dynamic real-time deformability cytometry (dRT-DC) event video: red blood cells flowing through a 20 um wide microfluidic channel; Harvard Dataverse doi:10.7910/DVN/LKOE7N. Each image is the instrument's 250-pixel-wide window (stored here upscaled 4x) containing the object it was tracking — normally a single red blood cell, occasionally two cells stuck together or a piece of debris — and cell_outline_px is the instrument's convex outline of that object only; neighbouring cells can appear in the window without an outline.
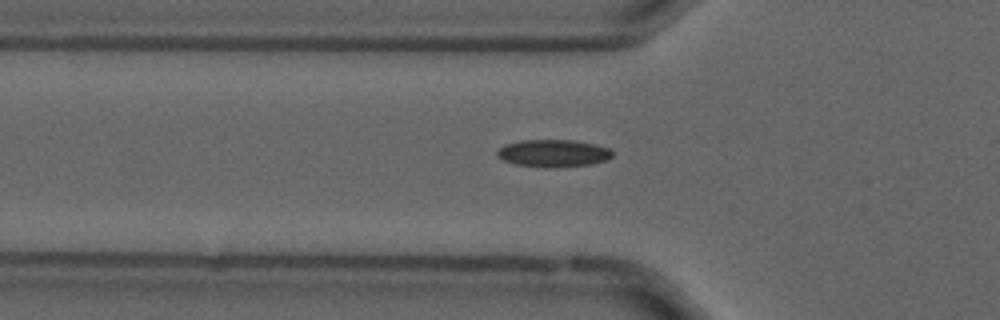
{"species": "common noctule bat (a hibernating species)", "species_latin": "Nyctalus noctula", "temperature_condition": "cold", "stored_images_in_passage": 56, "camera_frame_rate_fps": 3000, "um_per_image_px": 0.085, "animal": {"sex": "male", "forearm_length_mm": 52.5}, "frame": {"image": 1, "passage_image": 19, "time_ms": 6.0, "image_size_px": [1000, 320], "cell_outline_px": [[612, 156], [608, 160], [588, 164], [560, 168], [544, 168], [516, 164], [504, 160], [496, 156], [496, 152], [504, 144], [520, 140], [576, 140], [596, 144], [608, 148], [612, 152]], "centroid_in_image_um": [47.02, 13.03], "position_along_channel_um": 78.8, "area_um2": 18.61}}
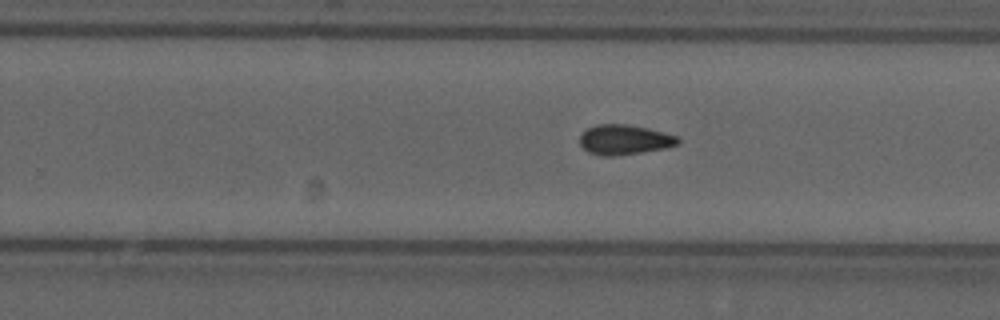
{"frame": {"image": 2, "passage_image": 35, "time_ms": 11.333, "image_size_px": [1000, 320], "cell_outline_px": [[680, 144], [664, 148], [616, 156], [600, 156], [588, 152], [580, 144], [580, 132], [596, 124], [628, 124], [648, 128], [676, 136], [680, 140]], "centroid_in_image_um": [53.04, 11.87], "position_along_channel_um": 276.8, "area_um2": 17.17}}
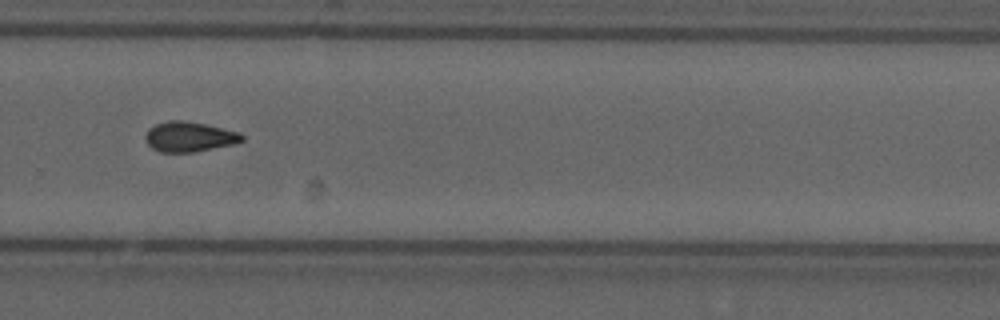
{"frame": {"image": 3, "passage_image": 38, "time_ms": 12.333, "image_size_px": [1000, 320], "cell_outline_px": [[244, 140], [232, 144], [192, 152], [160, 152], [152, 148], [148, 144], [144, 136], [148, 128], [156, 124], [168, 120], [184, 120], [208, 124], [240, 132], [244, 136]], "centroid_in_image_um": [16.08, 11.6], "position_along_channel_um": 313.7, "area_um2": 16.99}, "authors_computed_cell_mechanics": {"area_um2": 16.7331, "velocity_mm_per_s": 3.7046, "shape_relaxation_time_tau1_ms": null, "shape_relaxation_time_tau2_ms": 3.4492, "deformation_change_tau1": null, "deformation_change_tau2": 0.094}}